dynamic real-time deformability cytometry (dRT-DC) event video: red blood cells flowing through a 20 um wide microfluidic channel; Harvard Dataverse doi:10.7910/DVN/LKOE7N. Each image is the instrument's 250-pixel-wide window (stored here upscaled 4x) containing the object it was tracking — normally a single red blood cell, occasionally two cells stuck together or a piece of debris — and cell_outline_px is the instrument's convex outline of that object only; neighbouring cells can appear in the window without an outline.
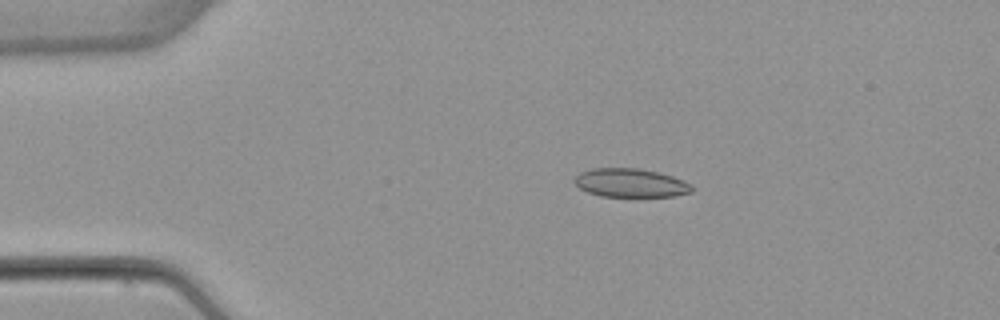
{"species": "common noctule bat (a hibernating species)", "species_latin": "Nyctalus noctula", "temperature_condition": "warm", "stored_images_in_passage": 43, "camera_frame_rate_fps": 3000, "um_per_image_px": 0.085, "animal": {"sex": "female", "body_mass_g": 22.7, "forearm_length_mm": 54.2}, "frame": {"image": 1, "passage_image": 1, "time_ms": 0.0, "image_size_px": [1000, 320], "cell_outline_px": [[692, 192], [676, 196], [600, 196], [588, 192], [580, 188], [572, 180], [580, 172], [592, 168], [636, 168], [656, 172], [672, 176], [684, 180], [692, 184]], "centroid_in_image_um": [53.59, 15.54], "position_along_channel_um": 31.4, "area_um2": 19.54}}
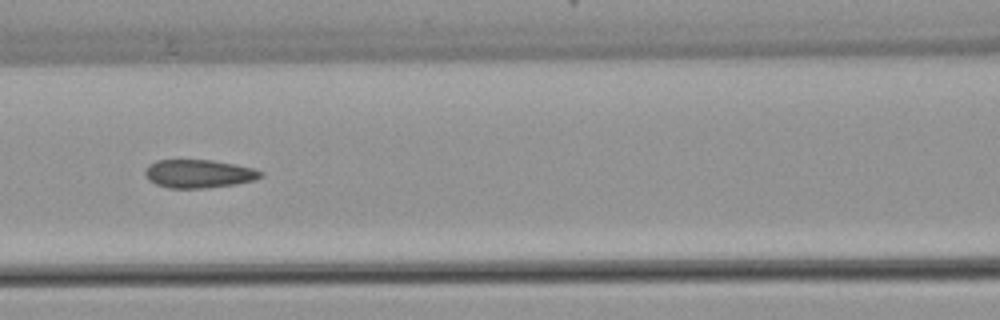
{"frame": {"image": 2, "passage_image": 14, "time_ms": 4.333, "image_size_px": [1000, 320], "cell_outline_px": [[264, 176], [256, 180], [236, 184], [204, 188], [168, 188], [156, 184], [148, 180], [144, 172], [148, 164], [156, 160], [212, 160], [236, 164], [252, 168], [264, 172]], "centroid_in_image_um": [16.91, 14.76], "position_along_channel_um": 149.7, "area_um2": 19.25}}
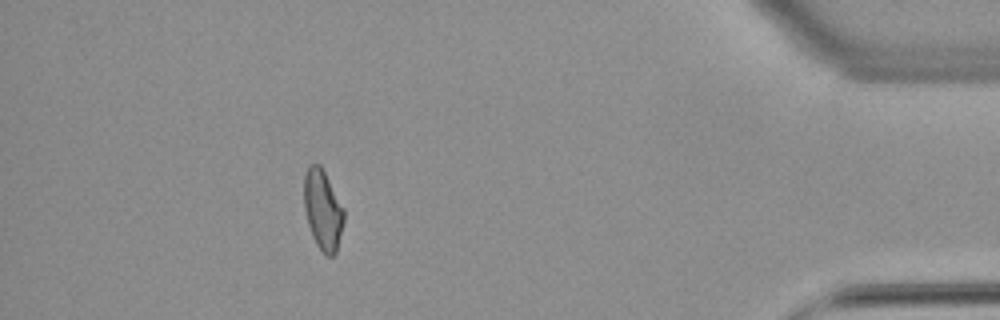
{"frame": {"image": 3, "passage_image": 38, "time_ms": 12.333, "image_size_px": [1000, 320], "cell_outline_px": [[344, 220], [336, 252], [332, 256], [328, 256], [316, 244], [312, 236], [308, 224], [304, 208], [304, 176], [308, 168], [312, 164], [320, 164], [344, 208]], "centroid_in_image_um": [27.44, 17.83], "position_along_channel_um": 407.8, "area_um2": 18.38}, "authors_computed_cell_mechanics": {"area_um2": 19.1896, "velocity_mm_per_s": 3.8919, "shape_relaxation_time_tau1_ms": null, "shape_relaxation_time_tau2_ms": 2.1173, "deformation_change_tau1": null, "deformation_change_tau2": 0.0713}}